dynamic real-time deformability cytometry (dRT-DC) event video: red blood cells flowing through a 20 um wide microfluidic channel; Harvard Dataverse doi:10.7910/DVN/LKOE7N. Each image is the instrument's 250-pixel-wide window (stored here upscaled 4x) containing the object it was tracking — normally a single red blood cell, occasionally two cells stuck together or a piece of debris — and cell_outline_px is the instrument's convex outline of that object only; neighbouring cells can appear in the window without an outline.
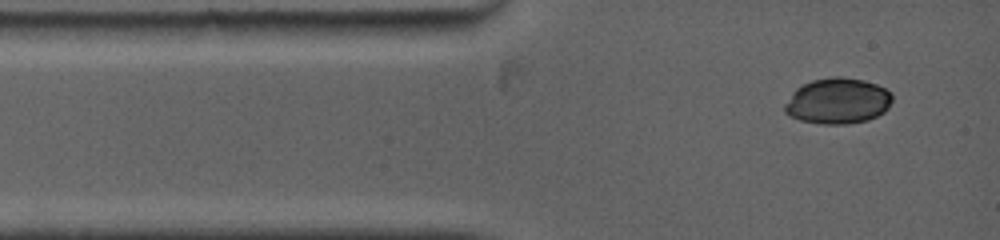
{"species": "common noctule bat (a hibernating species)", "species_latin": "Nyctalus noctula", "temperature_condition": "warm", "stored_images_in_passage": 13, "camera_frame_rate_fps": 5000, "um_per_image_px": 0.085, "animal": {"sex": "female", "body_mass_g": 19.0, "forearm_length_mm": 53.3}, "frame": {"image": 1, "passage_image": 1, "time_ms": 0.0, "image_size_px": [1000, 240], "cell_outline_px": [[892, 100], [888, 108], [884, 112], [868, 120], [848, 124], [820, 124], [800, 120], [784, 112], [784, 104], [792, 92], [796, 88], [812, 80], [832, 76], [840, 76], [864, 80], [876, 84], [892, 92]], "centroid_in_image_um": [71.21, 8.58], "position_along_channel_um": 13.8, "area_um2": 28.9}}
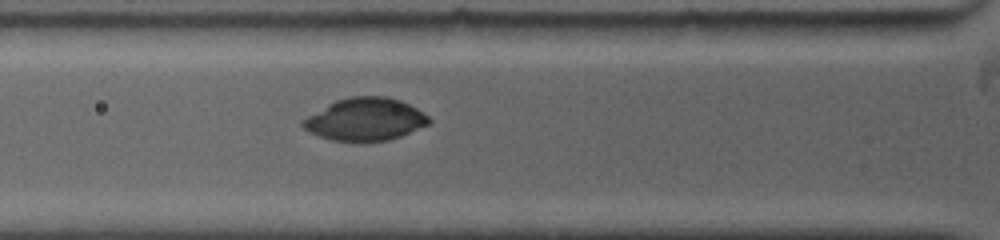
{"frame": {"image": 2, "passage_image": 6, "time_ms": 2.8, "image_size_px": [1000, 240], "cell_outline_px": [[432, 120], [428, 124], [400, 136], [388, 140], [332, 140], [320, 136], [304, 128], [300, 124], [300, 120], [328, 104], [336, 100], [352, 96], [384, 96], [400, 100], [416, 108], [428, 116]], "centroid_in_image_um": [31.03, 10.12], "position_along_channel_um": 94.8, "area_um2": 30.75}}
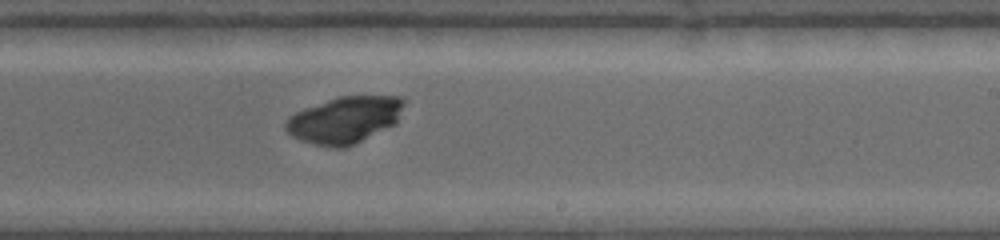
{"frame": {"image": 3, "passage_image": 13, "time_ms": 7.0, "image_size_px": [1000, 240], "cell_outline_px": [[404, 104], [396, 124], [356, 144], [344, 148], [332, 148], [300, 140], [292, 136], [284, 128], [284, 124], [288, 116], [304, 108], [340, 96], [400, 96], [404, 100]], "centroid_in_image_um": [29.29, 10.2], "position_along_channel_um": 259.7, "area_um2": 32.31}}